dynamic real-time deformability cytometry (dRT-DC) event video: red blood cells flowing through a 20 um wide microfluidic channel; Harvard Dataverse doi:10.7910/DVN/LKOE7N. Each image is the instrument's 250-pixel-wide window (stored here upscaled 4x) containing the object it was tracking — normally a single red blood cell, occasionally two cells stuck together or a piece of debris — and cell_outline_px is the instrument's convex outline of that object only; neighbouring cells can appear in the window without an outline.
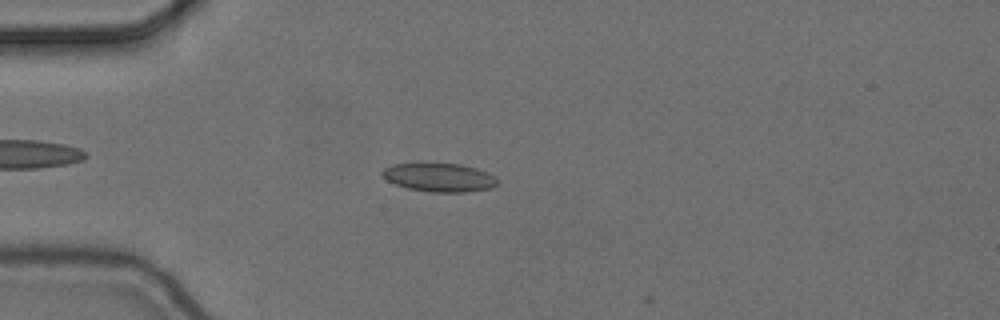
{"species": "common noctule bat (a hibernating species)", "species_latin": "Nyctalus noctula", "temperature_condition": "cold", "stored_images_in_passage": 8, "camera_frame_rate_fps": 3000, "um_per_image_px": 0.085, "animal": {"sex": "female", "body_mass_g": 24.6, "forearm_length_mm": 56.2}, "frame": {"image": 1, "passage_image": 6, "time_ms": 1.667, "image_size_px": [1000, 320], "cell_outline_px": [[496, 184], [492, 188], [468, 192], [432, 192], [408, 188], [396, 184], [388, 180], [380, 172], [384, 168], [392, 164], [460, 164], [476, 168], [488, 172], [496, 180]], "centroid_in_image_um": [37.34, 15.09], "position_along_channel_um": 47.7, "area_um2": 18.84}}
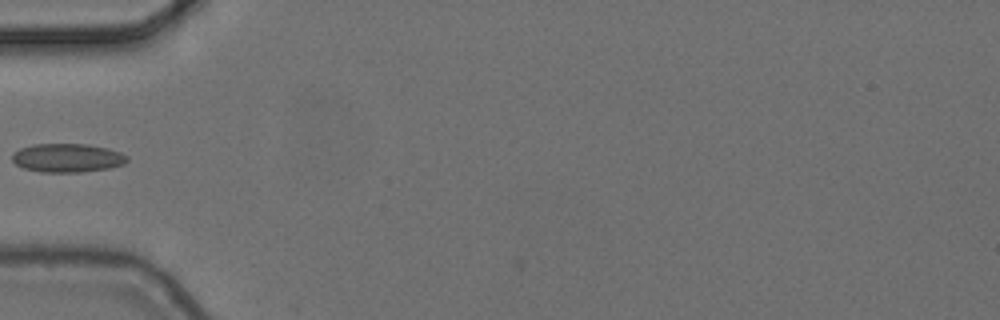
{"frame": {"image": 2, "passage_image": 7, "time_ms": 2.0, "image_size_px": [1000, 320], "cell_outline_px": [[128, 160], [124, 164], [108, 168], [80, 172], [40, 172], [24, 168], [16, 164], [12, 160], [12, 152], [20, 148], [32, 144], [88, 144], [108, 148], [120, 152], [128, 156]], "centroid_in_image_um": [5.71, 13.41], "position_along_channel_um": 79.3, "area_um2": 19.31}}